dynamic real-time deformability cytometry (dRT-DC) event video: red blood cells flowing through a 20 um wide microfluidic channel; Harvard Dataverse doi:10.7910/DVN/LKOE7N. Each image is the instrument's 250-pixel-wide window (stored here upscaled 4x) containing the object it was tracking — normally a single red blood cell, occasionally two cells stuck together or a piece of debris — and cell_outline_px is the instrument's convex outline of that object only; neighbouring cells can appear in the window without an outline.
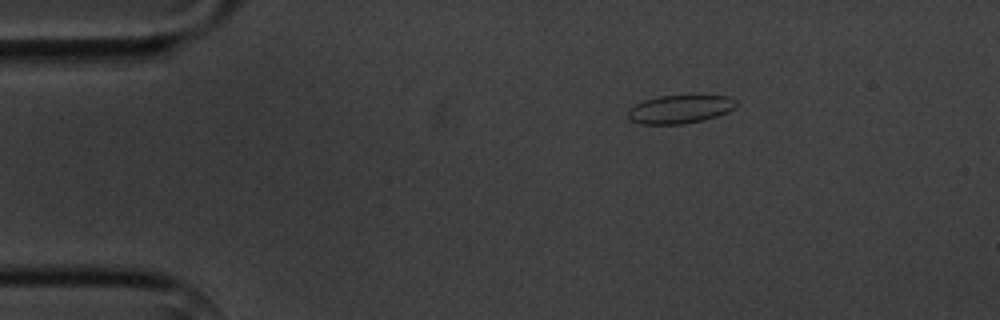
{"species": "common noctule bat (a hibernating species)", "species_latin": "Nyctalus noctula", "temperature_condition": "cold", "stored_images_in_passage": 3, "camera_frame_rate_fps": 3000, "um_per_image_px": 0.085, "animal": {"sex": "male", "body_mass_g": 20.1, "forearm_length_mm": 53.5}, "frame": {"image": 1, "passage_image": 2, "time_ms": 1.333, "image_size_px": [1000, 320], "cell_outline_px": [[736, 104], [728, 112], [704, 120], [684, 124], [640, 124], [632, 120], [628, 116], [628, 108], [644, 100], [660, 96], [688, 92], [700, 92], [728, 96], [736, 100]], "centroid_in_image_um": [57.85, 9.21], "position_along_channel_um": 27.2, "area_um2": 18.84}}